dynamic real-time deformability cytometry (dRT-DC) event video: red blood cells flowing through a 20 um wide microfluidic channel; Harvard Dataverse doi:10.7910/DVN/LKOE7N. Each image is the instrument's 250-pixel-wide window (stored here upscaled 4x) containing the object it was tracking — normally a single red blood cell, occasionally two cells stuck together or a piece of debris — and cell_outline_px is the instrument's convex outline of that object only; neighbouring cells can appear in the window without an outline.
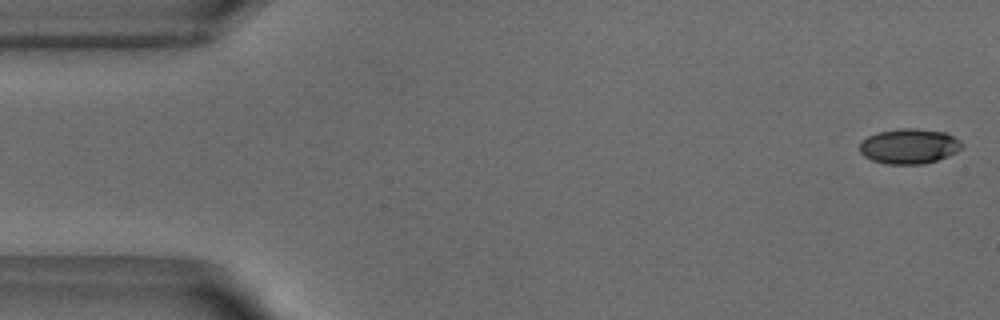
{"species": "common noctule bat (a hibernating species)", "species_latin": "Nyctalus noctula", "temperature_condition": "warm", "stored_images_in_passage": 51, "camera_frame_rate_fps": 3000, "um_per_image_px": 0.085, "animal": {"sex": "male", "body_mass_g": 18.8}, "frame": {"image": 1, "passage_image": 1, "time_ms": 0.0, "image_size_px": [1000, 320], "cell_outline_px": [[964, 144], [956, 152], [936, 160], [920, 164], [884, 164], [872, 160], [864, 156], [860, 152], [860, 144], [868, 136], [880, 132], [900, 128], [916, 128], [944, 132], [960, 140]], "centroid_in_image_um": [77.27, 12.43], "position_along_channel_um": 7.7, "area_um2": 20.69}}
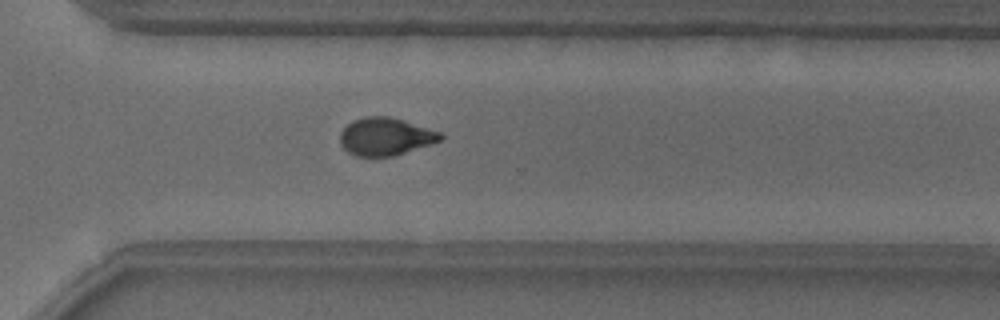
{"frame": {"image": 2, "passage_image": 36, "time_ms": 11.667, "image_size_px": [1000, 320], "cell_outline_px": [[444, 136], [440, 140], [432, 144], [392, 156], [356, 156], [348, 152], [340, 144], [340, 132], [352, 120], [368, 116], [388, 116], [444, 132]], "centroid_in_image_um": [32.78, 11.6], "position_along_channel_um": 337.8, "area_um2": 22.08}}
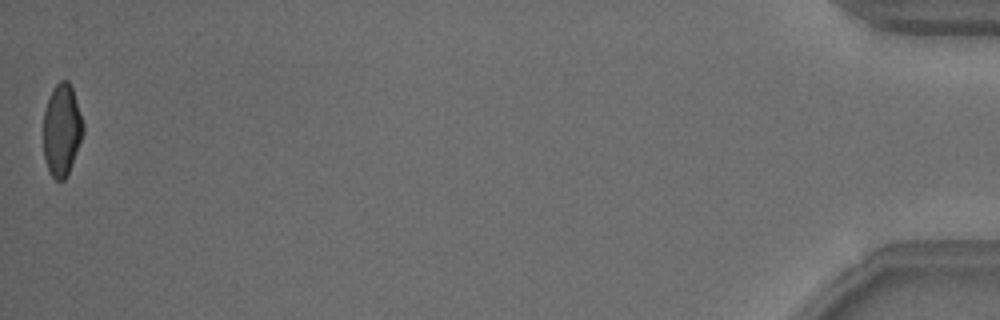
{"frame": {"image": 3, "passage_image": 51, "time_ms": 16.667, "image_size_px": [1000, 320], "cell_outline_px": [[84, 132], [68, 176], [64, 180], [56, 180], [48, 172], [44, 160], [44, 108], [56, 84], [60, 80], [68, 80], [72, 88], [84, 124]], "centroid_in_image_um": [5.26, 11.09], "position_along_channel_um": 429.9, "area_um2": 21.39}, "authors_computed_cell_mechanics": {"area_um2": 22.253, "velocity_mm_per_s": 3.8761, "shape_relaxation_time_tau1_ms": 2.9998, "shape_relaxation_time_tau2_ms": 1.3668, "deformation_change_tau1": 0.1516, "deformation_change_tau2": 0.0636}}